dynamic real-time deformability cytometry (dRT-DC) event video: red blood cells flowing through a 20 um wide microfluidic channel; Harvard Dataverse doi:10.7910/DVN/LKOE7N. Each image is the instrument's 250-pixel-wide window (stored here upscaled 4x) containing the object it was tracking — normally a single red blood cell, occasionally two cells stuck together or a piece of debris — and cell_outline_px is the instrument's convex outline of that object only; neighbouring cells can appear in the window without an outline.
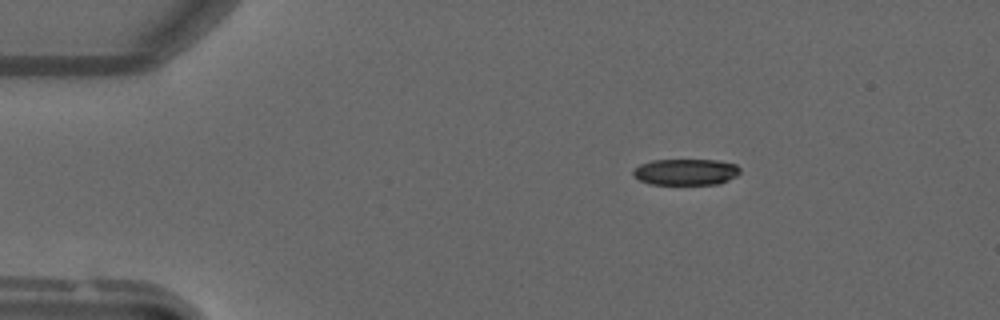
{"species": "common noctule bat (a hibernating species)", "species_latin": "Nyctalus noctula", "temperature_condition": "warm", "stored_images_in_passage": 41, "camera_frame_rate_fps": 3000, "um_per_image_px": 0.085, "animal": {"sex": "male", "forearm_length_mm": 52.5}, "frame": {"image": 1, "passage_image": 1, "time_ms": 0.0, "image_size_px": [1000, 320], "cell_outline_px": [[740, 172], [736, 176], [720, 184], [652, 184], [640, 180], [632, 176], [632, 172], [640, 164], [652, 160], [716, 160], [736, 164], [740, 168]], "centroid_in_image_um": [58.3, 14.61], "position_along_channel_um": 26.7, "area_um2": 16.36}}
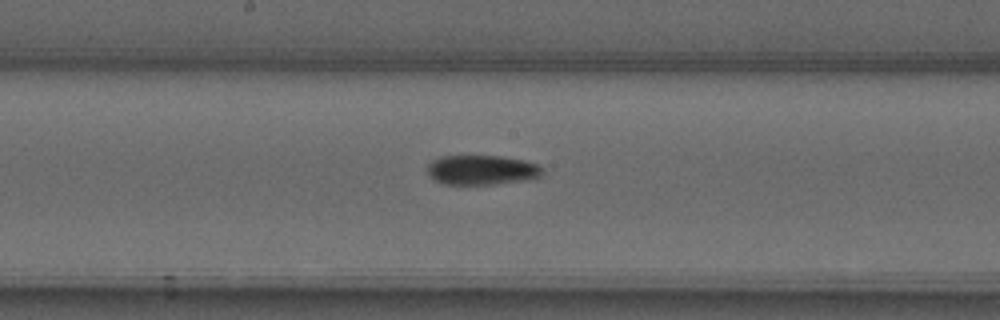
{"frame": {"image": 2, "passage_image": 19, "time_ms": 6.0, "image_size_px": [1000, 320], "cell_outline_px": [[544, 172], [540, 176], [524, 180], [496, 184], [444, 184], [428, 176], [424, 168], [432, 160], [440, 156], [500, 156], [524, 160], [536, 164], [544, 168]], "centroid_in_image_um": [40.9, 14.44], "position_along_channel_um": 207.3, "area_um2": 20.06}}
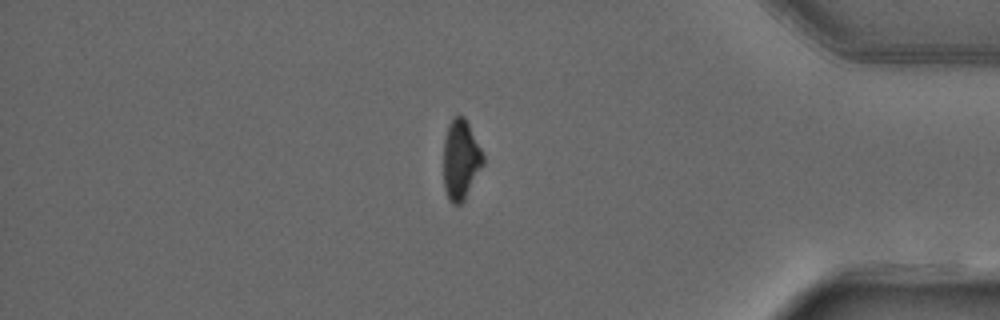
{"frame": {"image": 3, "passage_image": 35, "time_ms": 11.333, "image_size_px": [1000, 320], "cell_outline_px": [[484, 164], [464, 200], [460, 204], [452, 204], [448, 200], [444, 188], [444, 140], [448, 124], [452, 116], [464, 116], [484, 156]], "centroid_in_image_um": [39.15, 13.58], "position_along_channel_um": 396.0, "area_um2": 18.38}}